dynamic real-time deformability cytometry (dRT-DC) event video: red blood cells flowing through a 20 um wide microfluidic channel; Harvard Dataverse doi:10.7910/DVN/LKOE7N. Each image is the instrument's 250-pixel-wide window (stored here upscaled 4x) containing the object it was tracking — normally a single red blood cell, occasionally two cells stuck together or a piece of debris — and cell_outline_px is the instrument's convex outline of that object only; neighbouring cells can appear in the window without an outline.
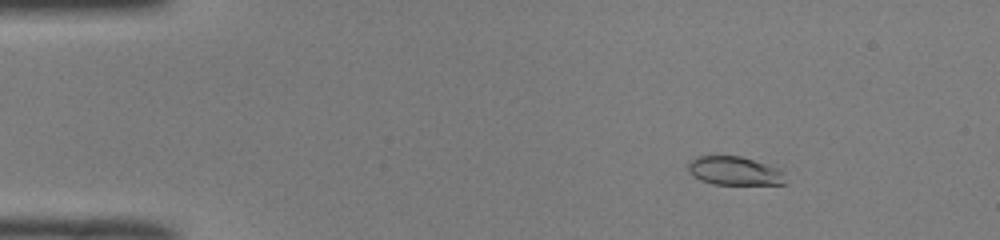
{"species": "common noctule bat (a hibernating species)", "species_latin": "Nyctalus noctula", "temperature_condition": "room temperature", "stored_images_in_passage": 50, "camera_frame_rate_fps": 3000, "um_per_image_px": 0.085, "animal": {"sex": "male", "body_mass_g": 19.0, "forearm_length_mm": 50.8}, "frame": {"image": 1, "passage_image": 6, "time_ms": 1.667, "image_size_px": [1000, 240], "cell_outline_px": [[784, 184], [712, 184], [700, 180], [688, 172], [688, 164], [696, 156], [740, 156], [780, 168], [784, 172]], "centroid_in_image_um": [62.42, 14.52], "position_along_channel_um": 22.6, "area_um2": 16.18}}
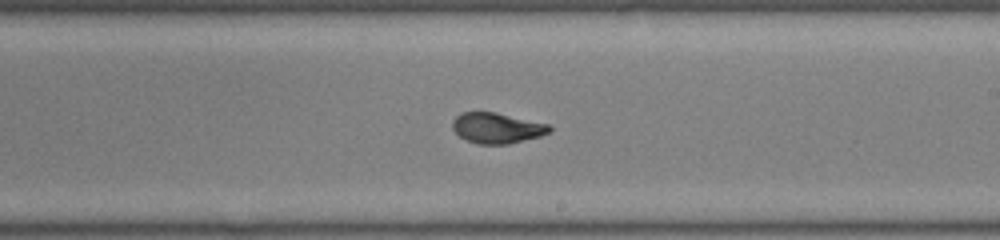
{"frame": {"image": 2, "passage_image": 29, "time_ms": 9.333, "image_size_px": [1000, 240], "cell_outline_px": [[552, 132], [540, 136], [508, 144], [476, 144], [460, 136], [452, 128], [452, 120], [460, 112], [496, 112], [548, 124], [552, 128]], "centroid_in_image_um": [42.24, 10.88], "position_along_channel_um": 246.8, "area_um2": 17.28}}
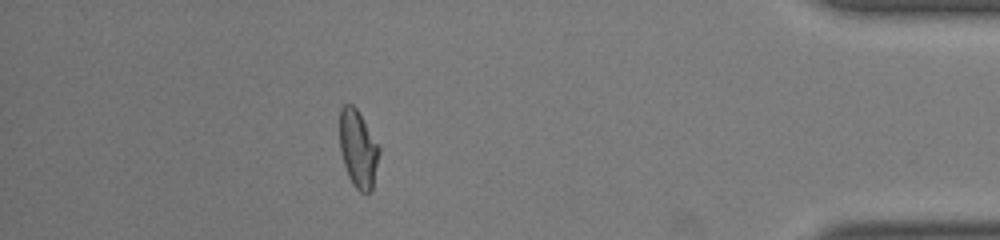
{"frame": {"image": 3, "passage_image": 44, "time_ms": 14.333, "image_size_px": [1000, 240], "cell_outline_px": [[380, 152], [372, 192], [360, 192], [352, 184], [348, 176], [340, 152], [340, 108], [344, 104], [352, 104], [356, 108], [380, 144]], "centroid_in_image_um": [30.46, 12.66], "position_along_channel_um": 404.7, "area_um2": 18.15}, "authors_computed_cell_mechanics": {"area_um2": 17.4845, "velocity_mm_per_s": 4.0323, "shape_relaxation_time_tau1_ms": 10.9961, "shape_relaxation_time_tau2_ms": 0.8509, "deformation_change_tau1": 0.28, "deformation_change_tau2": 0.0569}}